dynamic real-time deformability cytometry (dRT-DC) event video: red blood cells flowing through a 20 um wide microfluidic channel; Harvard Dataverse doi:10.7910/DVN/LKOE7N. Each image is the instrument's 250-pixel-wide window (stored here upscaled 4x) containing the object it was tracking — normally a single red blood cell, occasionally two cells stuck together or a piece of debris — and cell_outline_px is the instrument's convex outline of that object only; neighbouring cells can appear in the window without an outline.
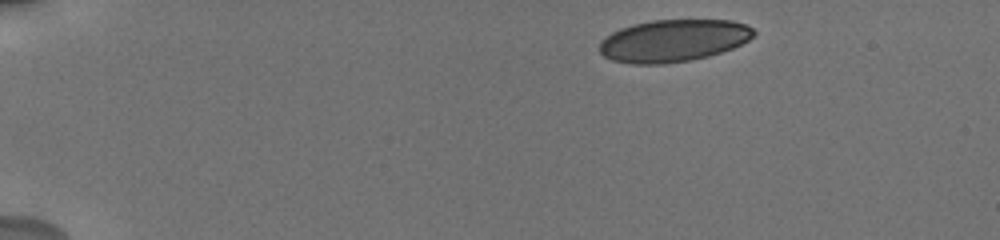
{"species": "human", "species_latin": "Homo sapiens", "temperature_condition": "cold", "stored_images_in_passage": 12, "camera_frame_rate_fps": 3000, "um_per_image_px": 0.085, "donor": {"sex": "male"}, "frame": {"image": 1, "passage_image": 1, "time_ms": 0.0, "image_size_px": [1000, 240], "cell_outline_px": [[756, 32], [748, 40], [732, 48], [708, 56], [692, 60], [664, 64], [632, 64], [612, 60], [604, 56], [600, 52], [600, 40], [604, 36], [620, 28], [632, 24], [652, 20], [732, 20], [744, 24], [752, 28]], "centroid_in_image_um": [57.19, 3.45], "position_along_channel_um": 27.8, "area_um2": 38.03}}
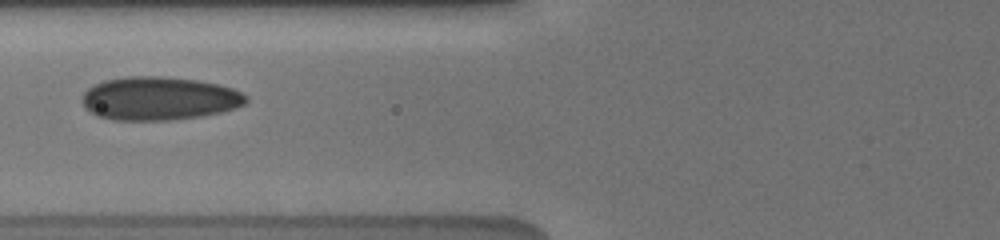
{"frame": {"image": 2, "passage_image": 7, "time_ms": 5.0, "image_size_px": [1000, 240], "cell_outline_px": [[248, 100], [244, 104], [236, 108], [224, 112], [200, 116], [172, 120], [112, 120], [96, 116], [84, 108], [80, 100], [80, 96], [88, 88], [104, 80], [128, 76], [164, 76], [196, 80], [216, 84], [232, 88], [248, 96]], "centroid_in_image_um": [13.49, 8.38], "position_along_channel_um": 112.3, "area_um2": 41.85}}
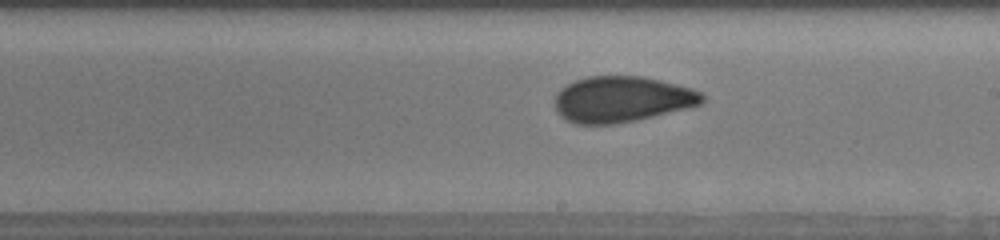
{"frame": {"image": 3, "passage_image": 11, "time_ms": 8.333, "image_size_px": [1000, 240], "cell_outline_px": [[704, 104], [692, 108], [636, 120], [616, 124], [576, 124], [560, 116], [556, 112], [556, 92], [568, 84], [576, 80], [588, 76], [640, 76], [660, 80], [692, 88], [700, 92], [704, 96]], "centroid_in_image_um": [52.9, 8.45], "position_along_channel_um": 236.1, "area_um2": 39.65}}